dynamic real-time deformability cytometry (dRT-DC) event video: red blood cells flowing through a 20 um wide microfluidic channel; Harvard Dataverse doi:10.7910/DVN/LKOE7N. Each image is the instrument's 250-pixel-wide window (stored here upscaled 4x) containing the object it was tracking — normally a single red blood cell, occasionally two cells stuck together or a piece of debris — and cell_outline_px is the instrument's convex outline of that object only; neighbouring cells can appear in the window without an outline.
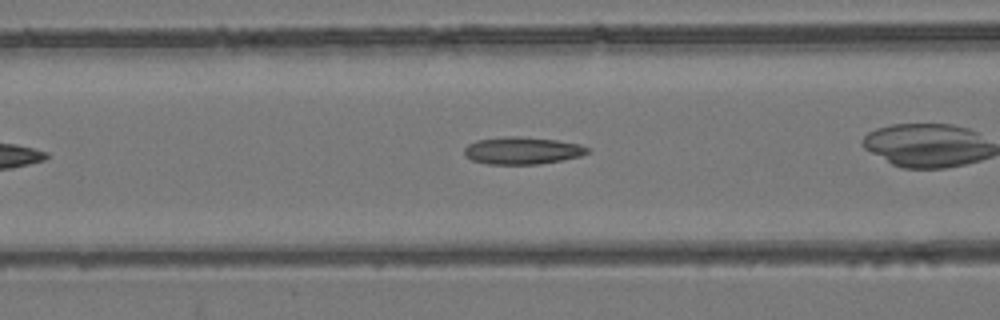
{"species": "common noctule bat (a hibernating species)", "species_latin": "Nyctalus noctula", "temperature_condition": "room temperature", "stored_images_in_passage": 5, "camera_frame_rate_fps": 3000, "um_per_image_px": 0.085, "animal": {"sex": "female", "body_mass_g": 24.6, "forearm_length_mm": 56.2}, "frame": {"image": 1, "passage_image": 5, "time_ms": 5.333, "image_size_px": [1000, 320], "cell_outline_px": [[588, 152], [580, 156], [564, 160], [540, 164], [488, 164], [472, 160], [464, 156], [464, 148], [468, 144], [476, 140], [508, 136], [516, 136], [556, 140], [580, 144], [588, 148]], "centroid_in_image_um": [44.37, 12.8], "position_along_channel_um": 122.2, "area_um2": 19.59}}